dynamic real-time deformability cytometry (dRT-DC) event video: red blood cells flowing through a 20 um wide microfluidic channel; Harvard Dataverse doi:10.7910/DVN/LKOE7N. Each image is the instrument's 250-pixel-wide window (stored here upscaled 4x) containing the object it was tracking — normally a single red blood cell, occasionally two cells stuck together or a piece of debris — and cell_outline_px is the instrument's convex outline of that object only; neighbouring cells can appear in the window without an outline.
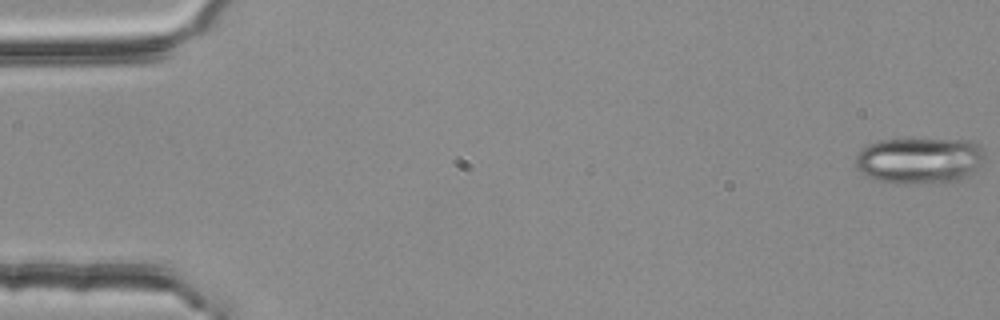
{"species": "common noctule bat (a hibernating species)", "species_latin": "Nyctalus noctula", "temperature_condition": "room temperature", "stored_images_in_passage": 55, "camera_frame_rate_fps": 3000, "um_per_image_px": 0.085, "animal": {"sex": "female", "body_mass_g": 25.1}, "frame": {"image": 1, "passage_image": 1, "time_ms": 0.0, "image_size_px": [1000, 320], "cell_outline_px": [[984, 160], [968, 176], [960, 180], [940, 184], [904, 184], [876, 180], [860, 172], [856, 168], [856, 152], [860, 148], [868, 144], [880, 140], [972, 140], [984, 152]], "centroid_in_image_um": [78.13, 13.66], "position_along_channel_um": 6.9, "area_um2": 35.14}}
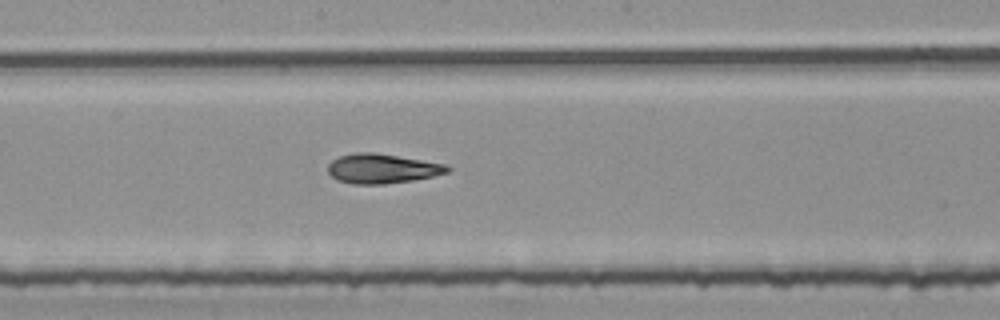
{"frame": {"image": 2, "passage_image": 30, "time_ms": 9.667, "image_size_px": [1000, 320], "cell_outline_px": [[452, 168], [448, 172], [432, 176], [412, 180], [384, 184], [352, 184], [336, 180], [328, 172], [328, 164], [332, 160], [340, 156], [356, 152], [372, 152], [448, 164]], "centroid_in_image_um": [32.47, 14.33], "position_along_channel_um": 215.7, "area_um2": 20.58}}
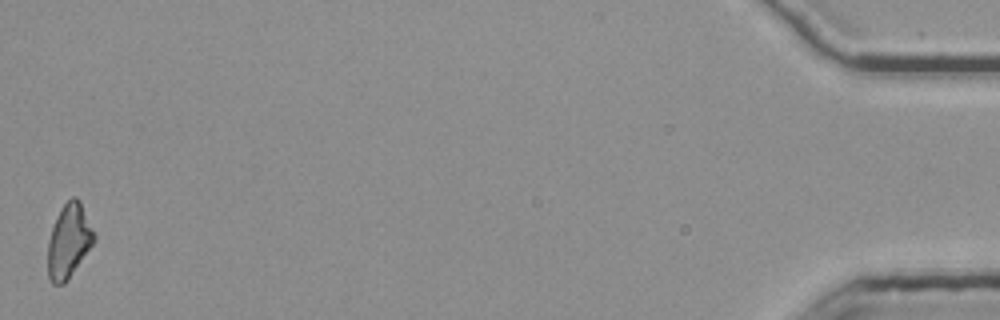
{"frame": {"image": 3, "passage_image": 55, "time_ms": 18.0, "image_size_px": [1000, 320], "cell_outline_px": [[96, 240], [68, 280], [64, 284], [52, 284], [48, 276], [48, 240], [56, 216], [64, 204], [72, 196], [76, 196], [80, 200], [96, 236]], "centroid_in_image_um": [5.86, 20.49], "position_along_channel_um": 429.3, "area_um2": 20.0}, "authors_computed_cell_mechanics": {"area_um2": 20.4612, "velocity_mm_per_s": 3.7558, "shape_relaxation_time_tau1_ms": 5.9331, "shape_relaxation_time_tau2_ms": 2.0891, "deformation_change_tau1": 0.1814, "deformation_change_tau2": 0.1048}}